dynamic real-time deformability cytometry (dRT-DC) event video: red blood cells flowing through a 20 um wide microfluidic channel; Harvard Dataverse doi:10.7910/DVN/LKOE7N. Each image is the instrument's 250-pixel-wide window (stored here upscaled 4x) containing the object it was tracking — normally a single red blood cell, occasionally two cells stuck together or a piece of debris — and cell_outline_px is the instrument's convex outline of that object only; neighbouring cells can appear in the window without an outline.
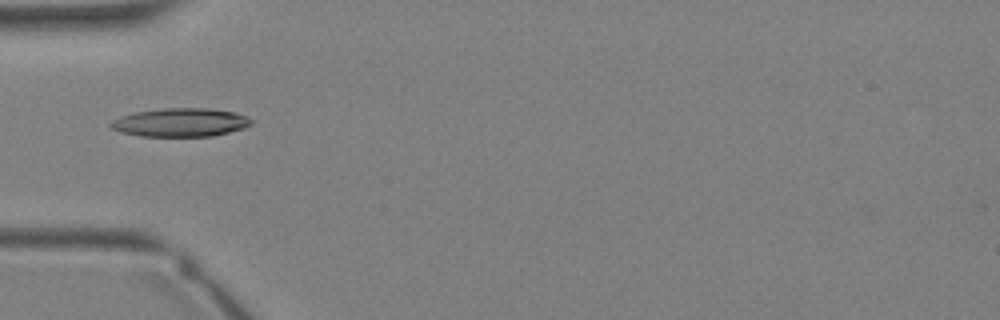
{"species": "Egyptian fruit bat (a non-hibernating species)", "species_latin": "Rousettus aegyptiacus", "temperature_condition": "warm", "stored_images_in_passage": 35, "camera_frame_rate_fps": 3000, "um_per_image_px": 0.085, "animal": {"sex": "female"}, "frame": {"image": 1, "passage_image": 12, "time_ms": 3.667, "image_size_px": [1000, 320], "cell_outline_px": [[252, 124], [244, 128], [212, 136], [140, 136], [120, 132], [112, 128], [108, 124], [112, 120], [120, 116], [136, 112], [160, 108], [208, 108], [236, 112], [252, 120]], "centroid_in_image_um": [15.32, 10.4], "position_along_channel_um": 69.7, "area_um2": 23.35}}
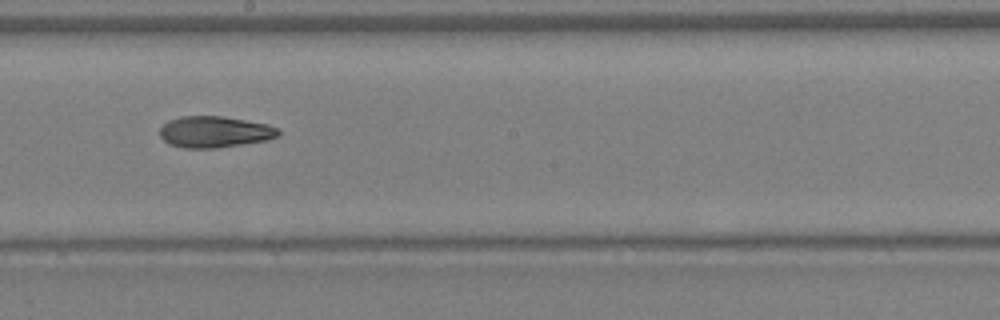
{"frame": {"image": 2, "passage_image": 20, "time_ms": 6.333, "image_size_px": [1000, 320], "cell_outline_px": [[280, 136], [268, 140], [216, 148], [184, 148], [168, 144], [160, 136], [160, 128], [168, 120], [180, 116], [220, 116], [268, 124], [276, 128], [280, 132]], "centroid_in_image_um": [18.23, 11.21], "position_along_channel_um": 230.0, "area_um2": 21.68}}
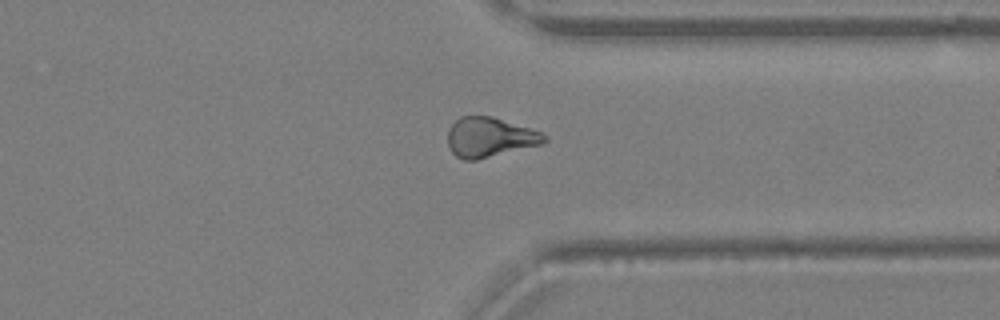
{"frame": {"image": 3, "passage_image": 27, "time_ms": 8.667, "image_size_px": [1000, 320], "cell_outline_px": [[548, 140], [544, 144], [476, 160], [464, 160], [456, 156], [448, 148], [448, 128], [460, 116], [492, 116], [540, 132], [548, 136]], "centroid_in_image_um": [41.62, 11.68], "position_along_channel_um": 369.8, "area_um2": 22.43}}